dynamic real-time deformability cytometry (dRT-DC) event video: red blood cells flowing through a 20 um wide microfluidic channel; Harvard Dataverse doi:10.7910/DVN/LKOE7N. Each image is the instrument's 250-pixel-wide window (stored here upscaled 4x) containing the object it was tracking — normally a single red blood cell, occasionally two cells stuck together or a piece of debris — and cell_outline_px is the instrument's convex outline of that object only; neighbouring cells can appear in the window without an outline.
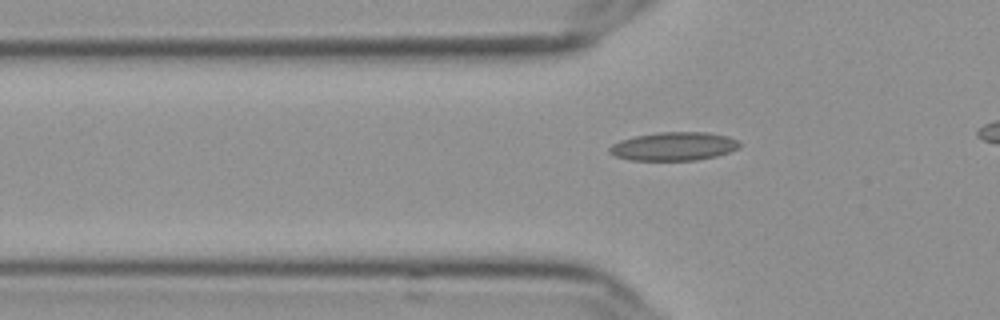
{"species": "Egyptian fruit bat (a non-hibernating species)", "species_latin": "Rousettus aegyptiacus", "temperature_condition": "cold", "stored_images_in_passage": 44, "camera_frame_rate_fps": 3000, "um_per_image_px": 0.085, "frame": {"image": 1, "passage_image": 14, "time_ms": 4.333, "image_size_px": [1000, 320], "cell_outline_px": [[740, 148], [716, 156], [696, 160], [628, 160], [616, 156], [608, 152], [608, 148], [612, 144], [620, 140], [636, 136], [660, 132], [708, 132], [728, 136], [740, 140]], "centroid_in_image_um": [57.29, 12.43], "position_along_channel_um": 68.5, "area_um2": 21.68}}
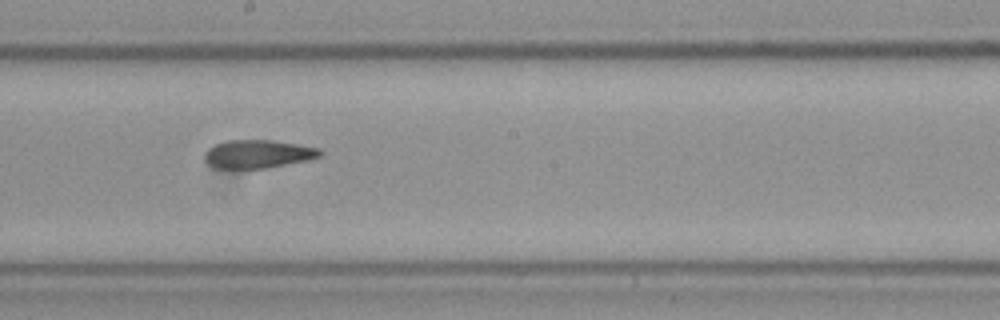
{"frame": {"image": 2, "passage_image": 27, "time_ms": 8.667, "image_size_px": [1000, 320], "cell_outline_px": [[324, 152], [320, 156], [308, 160], [264, 168], [212, 168], [204, 160], [204, 152], [208, 148], [224, 140], [272, 140], [320, 148]], "centroid_in_image_um": [21.89, 13.08], "position_along_channel_um": 226.3, "area_um2": 19.07}}
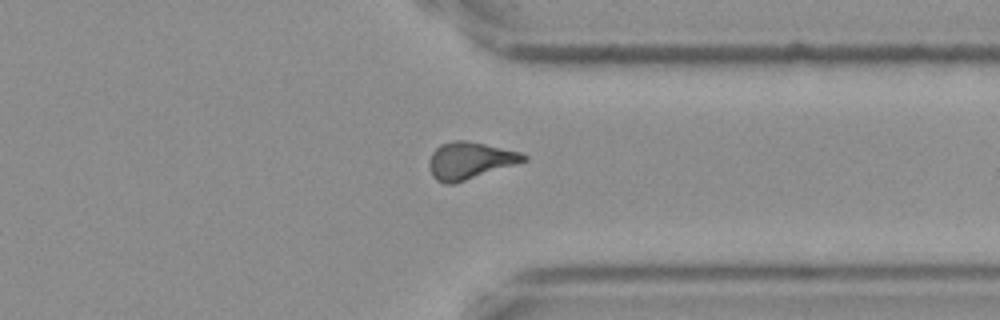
{"frame": {"image": 3, "passage_image": 39, "time_ms": 12.667, "image_size_px": [1000, 320], "cell_outline_px": [[528, 160], [456, 184], [444, 184], [436, 180], [432, 176], [428, 164], [428, 160], [432, 152], [440, 144], [456, 140], [468, 140], [520, 152], [528, 156]], "centroid_in_image_um": [39.91, 13.66], "position_along_channel_um": 371.5, "area_um2": 20.63}}